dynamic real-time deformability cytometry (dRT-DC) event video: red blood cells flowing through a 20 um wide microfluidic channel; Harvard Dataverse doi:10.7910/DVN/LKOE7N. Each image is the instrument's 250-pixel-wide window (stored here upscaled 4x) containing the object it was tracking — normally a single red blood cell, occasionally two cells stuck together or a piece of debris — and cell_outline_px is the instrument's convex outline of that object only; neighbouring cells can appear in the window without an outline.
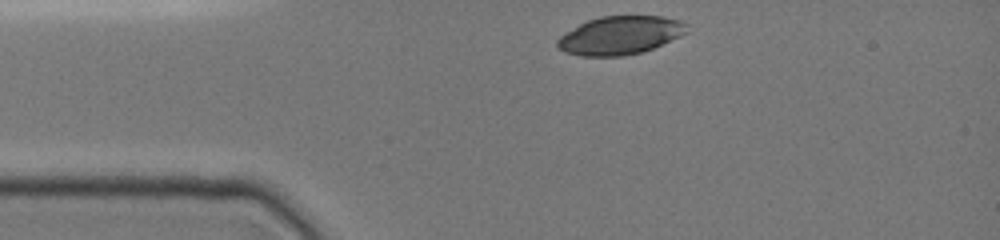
{"species": "common noctule bat (a hibernating species)", "species_latin": "Nyctalus noctula", "temperature_condition": "cold", "stored_images_in_passage": 10, "camera_frame_rate_fps": 3000, "um_per_image_px": 0.085, "animal": {"sex": "female", "body_mass_g": 19.0, "forearm_length_mm": 51.5}, "frame": {"image": 1, "passage_image": 1, "time_ms": 0.0, "image_size_px": [1000, 240], "cell_outline_px": [[688, 32], [680, 36], [652, 48], [640, 52], [624, 56], [580, 56], [564, 52], [556, 44], [556, 40], [560, 36], [580, 24], [588, 20], [600, 16], [664, 16], [680, 20], [688, 24]], "centroid_in_image_um": [52.72, 3.0], "position_along_channel_um": 32.3, "area_um2": 28.84}}
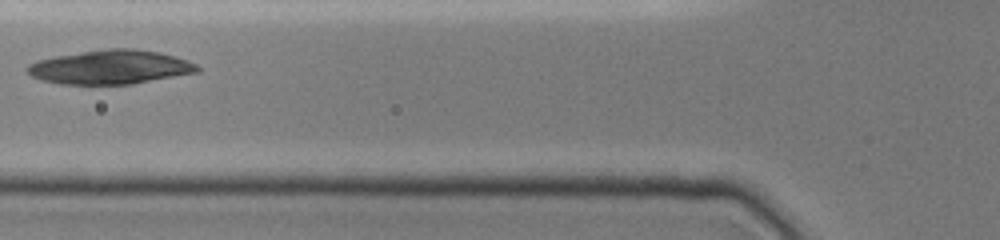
{"frame": {"image": 2, "passage_image": 6, "time_ms": 3.0, "image_size_px": [1000, 240], "cell_outline_px": [[200, 72], [132, 84], [60, 84], [44, 80], [32, 76], [24, 68], [28, 64], [36, 60], [56, 56], [104, 48], [136, 48], [160, 52], [188, 60], [196, 64], [200, 68]], "centroid_in_image_um": [9.4, 5.69], "position_along_channel_um": 116.4, "area_um2": 33.93}}
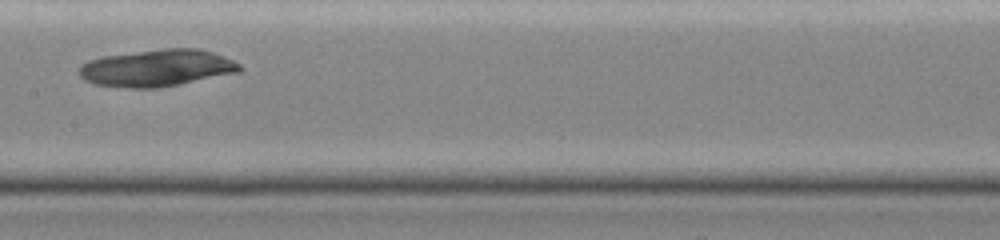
{"frame": {"image": 3, "passage_image": 9, "time_ms": 5.0, "image_size_px": [1000, 240], "cell_outline_px": [[244, 68], [240, 72], [180, 84], [156, 88], [128, 88], [96, 84], [84, 80], [80, 76], [80, 64], [88, 60], [100, 56], [164, 48], [196, 48], [212, 52], [224, 56], [240, 64]], "centroid_in_image_um": [13.34, 5.77], "position_along_channel_um": 194.1, "area_um2": 34.74}}